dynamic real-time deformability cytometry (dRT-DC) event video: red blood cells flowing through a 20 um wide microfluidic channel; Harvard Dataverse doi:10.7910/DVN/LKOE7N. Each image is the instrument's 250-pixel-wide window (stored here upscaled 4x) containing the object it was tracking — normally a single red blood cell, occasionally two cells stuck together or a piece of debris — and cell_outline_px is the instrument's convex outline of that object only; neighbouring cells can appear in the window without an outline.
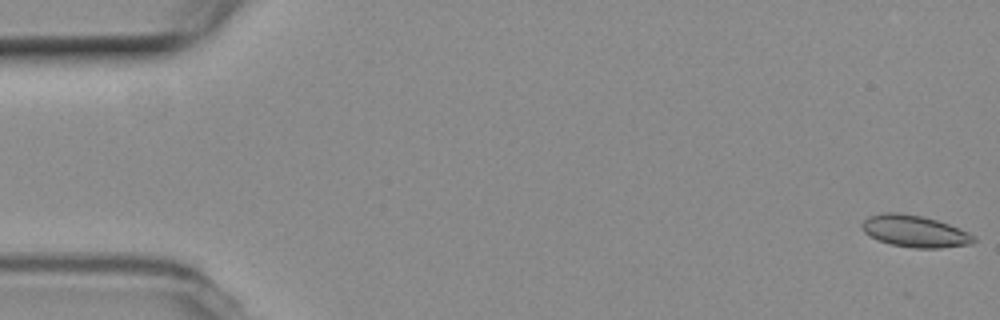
{"species": "common noctule bat (a hibernating species)", "species_latin": "Nyctalus noctula", "temperature_condition": "room temperature", "stored_images_in_passage": 5, "camera_frame_rate_fps": 3000, "um_per_image_px": 0.085, "animal": {"sex": "female", "body_mass_g": 19.3, "forearm_length_mm": 54.1}, "frame": {"image": 1, "passage_image": 1, "time_ms": 0.0, "image_size_px": [1000, 320], "cell_outline_px": [[976, 240], [972, 244], [940, 248], [912, 248], [892, 244], [880, 240], [864, 232], [860, 224], [868, 216], [884, 212], [900, 212], [924, 216], [948, 224], [968, 232], [976, 236]], "centroid_in_image_um": [77.77, 19.64], "position_along_channel_um": 7.2, "area_um2": 20.75}}